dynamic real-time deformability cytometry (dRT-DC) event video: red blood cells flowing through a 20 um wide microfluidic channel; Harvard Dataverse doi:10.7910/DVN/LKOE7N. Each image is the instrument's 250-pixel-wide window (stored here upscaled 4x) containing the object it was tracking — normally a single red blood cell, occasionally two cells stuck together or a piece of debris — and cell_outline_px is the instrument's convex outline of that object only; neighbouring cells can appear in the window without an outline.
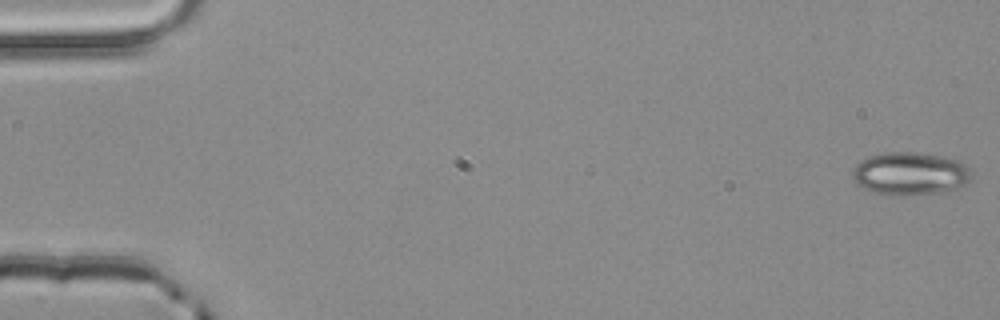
{"species": "common noctule bat (a hibernating species)", "species_latin": "Nyctalus noctula", "temperature_condition": "room temperature", "stored_images_in_passage": 5, "segment_of_instrument_passage": [1, 2], "camera_frame_rate_fps": 3000, "um_per_image_px": 0.085, "animal": {"sex": "male", "body_mass_g": 20.4}, "frame": {"image": 1, "passage_image": 1, "time_ms": 0.0, "image_size_px": [1000, 320], "cell_outline_px": [[972, 180], [960, 188], [944, 192], [904, 196], [900, 196], [876, 192], [864, 188], [852, 176], [852, 172], [856, 164], [860, 160], [868, 156], [884, 152], [916, 152], [960, 160], [972, 172]], "centroid_in_image_um": [77.41, 14.76], "position_along_channel_um": 7.6, "area_um2": 29.94}}